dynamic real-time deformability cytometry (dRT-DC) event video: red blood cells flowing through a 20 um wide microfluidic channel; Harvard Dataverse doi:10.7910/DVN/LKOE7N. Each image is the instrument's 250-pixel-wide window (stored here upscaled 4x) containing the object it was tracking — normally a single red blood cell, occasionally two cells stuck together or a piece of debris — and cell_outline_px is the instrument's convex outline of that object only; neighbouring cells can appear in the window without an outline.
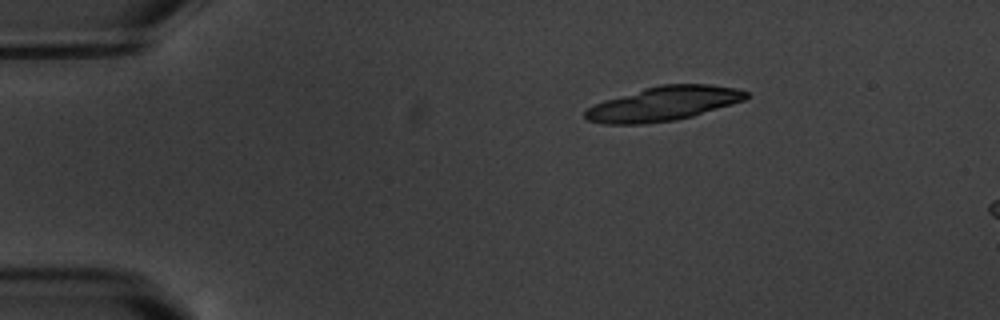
{"species": "common noctule bat (a hibernating species)", "species_latin": "Nyctalus noctula", "temperature_condition": "warm", "stored_images_in_passage": 3, "camera_frame_rate_fps": 3000, "um_per_image_px": 0.085, "animal": {"sex": "male", "body_mass_g": 20.1, "forearm_length_mm": 53.5}, "frame": {"image": 1, "passage_image": 1, "time_ms": 0.0, "image_size_px": [1000, 320], "cell_outline_px": [[752, 96], [744, 100], [732, 104], [692, 116], [676, 120], [644, 124], [604, 124], [588, 120], [584, 116], [584, 112], [588, 108], [604, 100], [644, 88], [660, 84], [708, 84], [736, 88], [748, 92]], "centroid_in_image_um": [56.42, 8.81], "position_along_channel_um": 28.6, "area_um2": 32.14}}